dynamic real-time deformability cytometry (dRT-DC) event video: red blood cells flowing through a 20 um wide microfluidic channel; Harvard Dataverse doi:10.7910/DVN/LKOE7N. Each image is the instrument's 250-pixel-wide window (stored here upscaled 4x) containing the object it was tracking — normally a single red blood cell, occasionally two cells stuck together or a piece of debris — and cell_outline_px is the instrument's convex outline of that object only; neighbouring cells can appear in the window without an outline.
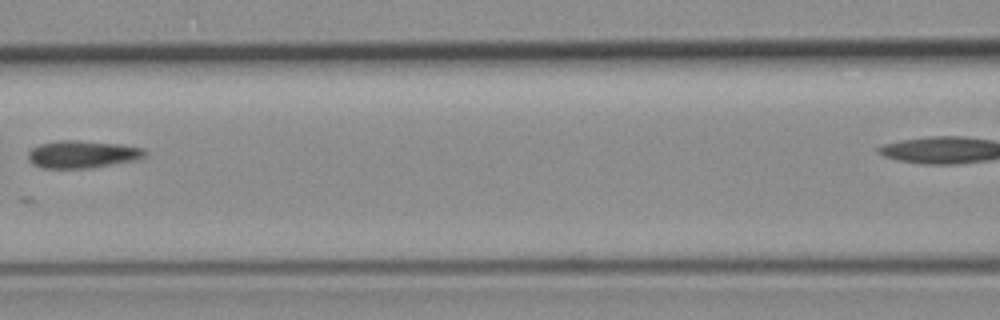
{"species": "common noctule bat (a hibernating species)", "species_latin": "Nyctalus noctula", "temperature_condition": "room temperature", "stored_images_in_passage": 5, "segment_of_instrument_passage": [1, 2], "camera_frame_rate_fps": 3000, "um_per_image_px": 0.085, "animal": {"sex": "female", "body_mass_g": 19.3, "forearm_length_mm": 54.1}, "frame": {"image": 1, "passage_image": 4, "time_ms": 3.333, "image_size_px": [1000, 320], "cell_outline_px": [[148, 156], [136, 160], [92, 168], [40, 168], [32, 164], [28, 160], [28, 152], [32, 148], [40, 144], [60, 140], [76, 140], [120, 144], [144, 148], [148, 152]], "centroid_in_image_um": [7.03, 13.12], "position_along_channel_um": 159.6, "area_um2": 18.96}}